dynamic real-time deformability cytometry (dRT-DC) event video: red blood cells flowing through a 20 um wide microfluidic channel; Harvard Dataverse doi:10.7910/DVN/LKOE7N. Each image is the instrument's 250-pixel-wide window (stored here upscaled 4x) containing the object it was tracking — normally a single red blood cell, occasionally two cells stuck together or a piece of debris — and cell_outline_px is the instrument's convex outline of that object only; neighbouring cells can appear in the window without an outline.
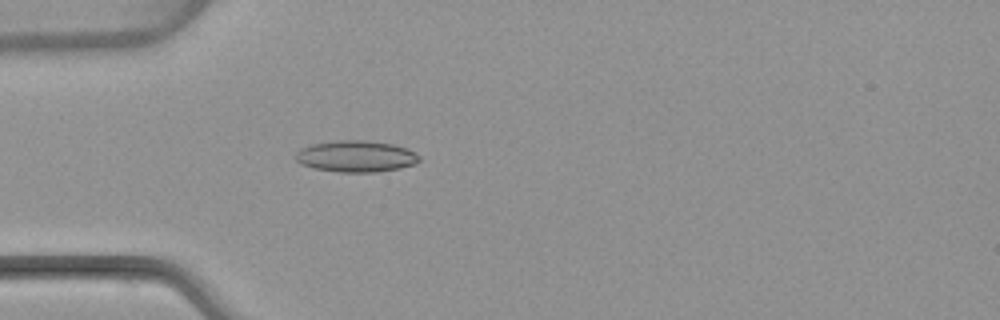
{"species": "common noctule bat (a hibernating species)", "species_latin": "Nyctalus noctula", "temperature_condition": "warm", "stored_images_in_passage": 5, "camera_frame_rate_fps": 3000, "um_per_image_px": 0.085, "animal": {"sex": "female", "body_mass_g": 22.7, "forearm_length_mm": 54.2}, "frame": {"image": 1, "passage_image": 5, "time_ms": 5.0, "image_size_px": [1000, 320], "cell_outline_px": [[420, 160], [416, 164], [400, 168], [376, 172], [340, 172], [316, 168], [300, 164], [296, 160], [296, 152], [300, 148], [312, 144], [336, 140], [364, 140], [392, 144], [408, 148], [416, 152], [420, 156]], "centroid_in_image_um": [30.29, 13.28], "position_along_channel_um": 54.7, "area_um2": 22.77}}